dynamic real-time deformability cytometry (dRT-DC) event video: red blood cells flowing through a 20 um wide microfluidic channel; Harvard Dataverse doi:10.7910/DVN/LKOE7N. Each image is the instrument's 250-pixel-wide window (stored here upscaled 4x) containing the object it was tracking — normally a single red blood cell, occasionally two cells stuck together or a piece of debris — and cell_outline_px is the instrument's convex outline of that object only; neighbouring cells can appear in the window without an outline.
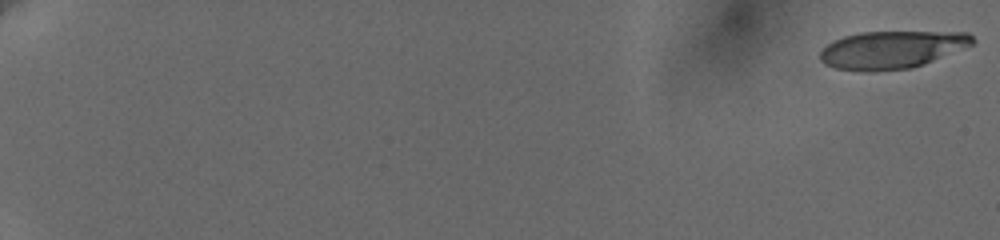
{"species": "human", "species_latin": "Homo sapiens", "temperature_condition": "cold", "stored_images_in_passage": 10, "camera_frame_rate_fps": 3000, "um_per_image_px": 0.085, "donor": {"sex": "female"}, "frame": {"image": 1, "passage_image": 1, "time_ms": 0.0, "image_size_px": [1000, 240], "cell_outline_px": [[976, 40], [972, 44], [912, 68], [872, 72], [868, 72], [836, 68], [824, 64], [820, 60], [820, 52], [828, 44], [844, 36], [860, 32], [968, 32]], "centroid_in_image_um": [75.76, 4.23], "position_along_channel_um": 9.2, "area_um2": 33.12}}
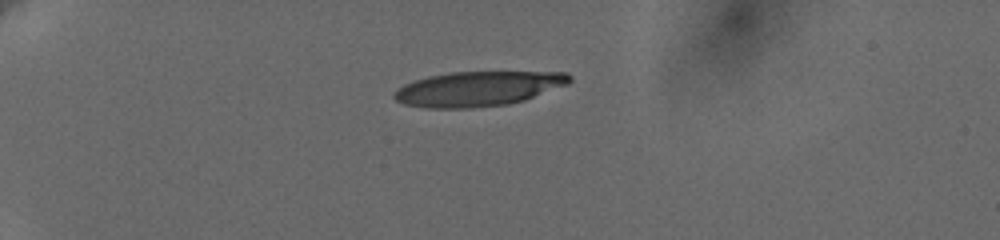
{"frame": {"image": 2, "passage_image": 7, "time_ms": 5.667, "image_size_px": [1000, 240], "cell_outline_px": [[572, 80], [568, 84], [524, 100], [508, 104], [468, 108], [428, 108], [404, 104], [396, 100], [392, 96], [392, 92], [396, 88], [404, 84], [428, 76], [452, 72], [568, 72], [572, 76]], "centroid_in_image_um": [40.62, 7.54], "position_along_channel_um": 44.4, "area_um2": 35.6}}
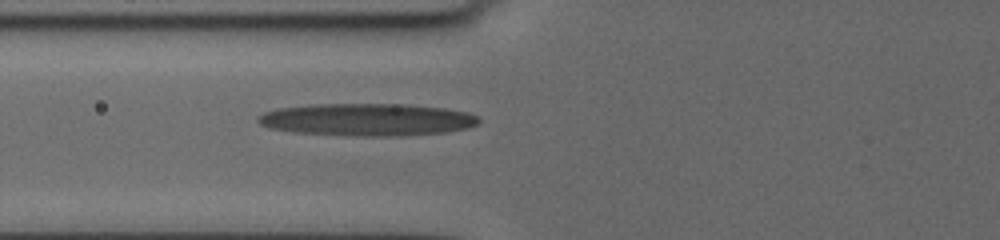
{"frame": {"image": 3, "passage_image": 10, "time_ms": 8.667, "image_size_px": [1000, 240], "cell_outline_px": [[480, 120], [476, 124], [468, 128], [444, 132], [388, 136], [364, 136], [296, 132], [272, 128], [260, 124], [256, 120], [264, 112], [280, 108], [312, 104], [404, 104], [444, 108], [468, 112], [480, 116]], "centroid_in_image_um": [31.25, 10.15], "position_along_channel_um": 94.6, "area_um2": 41.33}}